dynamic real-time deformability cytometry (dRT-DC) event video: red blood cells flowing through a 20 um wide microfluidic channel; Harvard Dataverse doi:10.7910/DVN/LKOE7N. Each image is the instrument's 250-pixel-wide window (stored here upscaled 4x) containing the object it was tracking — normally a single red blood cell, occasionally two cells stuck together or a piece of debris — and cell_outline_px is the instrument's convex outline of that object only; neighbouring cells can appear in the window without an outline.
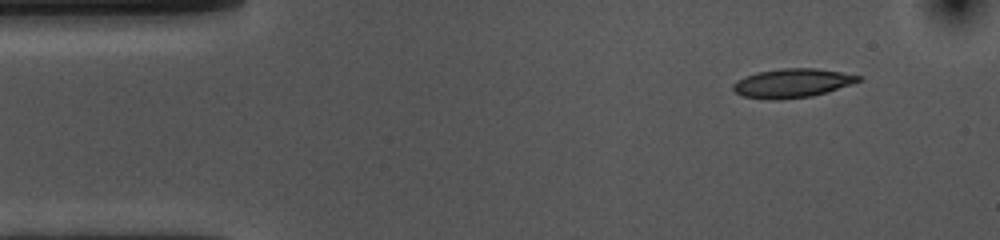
{"species": "common noctule bat (a hibernating species)", "species_latin": "Nyctalus noctula", "temperature_condition": "cold", "stored_images_in_passage": 50, "camera_frame_rate_fps": 3000, "um_per_image_px": 0.085, "animal": {"sex": "female", "body_mass_g": 10.0, "forearm_length_mm": 53.1}, "frame": {"image": 1, "passage_image": 1, "time_ms": 0.0, "image_size_px": [1000, 240], "cell_outline_px": [[864, 76], [860, 80], [852, 84], [812, 96], [780, 100], [772, 100], [744, 96], [736, 92], [732, 88], [732, 84], [736, 80], [744, 76], [756, 72], [784, 68], [816, 68]], "centroid_in_image_um": [67.32, 7.06], "position_along_channel_um": 17.7, "area_um2": 21.15}}
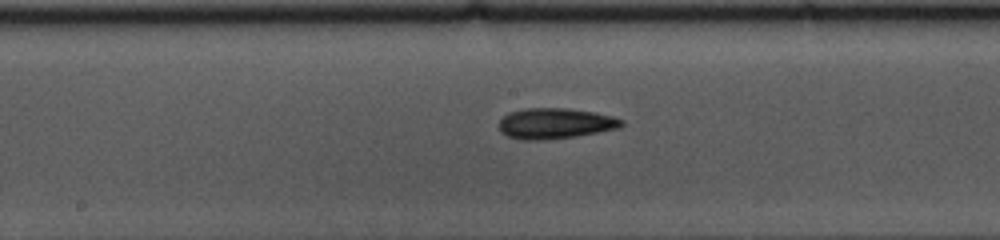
{"frame": {"image": 2, "passage_image": 22, "time_ms": 7.0, "image_size_px": [1000, 240], "cell_outline_px": [[624, 124], [620, 128], [576, 136], [540, 140], [524, 140], [508, 136], [500, 132], [500, 120], [508, 112], [524, 108], [568, 108], [596, 112], [612, 116], [624, 120]], "centroid_in_image_um": [47.21, 10.48], "position_along_channel_um": 201.0, "area_um2": 21.96}}
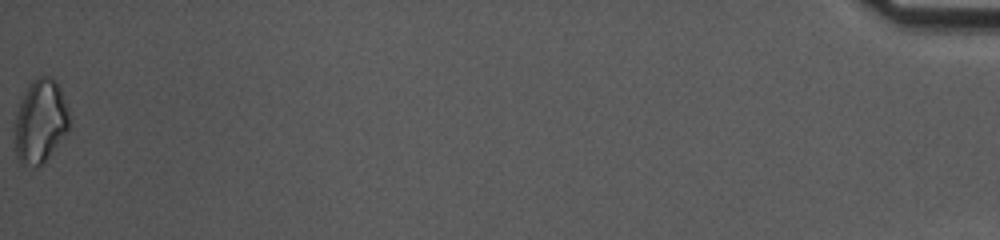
{"frame": {"image": 3, "passage_image": 50, "time_ms": 16.333, "image_size_px": [1000, 240], "cell_outline_px": [[68, 128], [44, 160], [40, 164], [20, 164], [16, 156], [16, 116], [20, 100], [32, 80], [36, 76], [52, 76], [56, 80], [60, 88], [68, 108]], "centroid_in_image_um": [3.42, 10.22], "position_along_channel_um": 431.8, "area_um2": 25.66}, "authors_computed_cell_mechanics": {"area_um2": 21.0392, "velocity_mm_per_s": 3.6164, "shape_relaxation_time_tau1_ms": 5.6811, "shape_relaxation_time_tau2_ms": null, "deformation_change_tau1": 0.1533, "deformation_change_tau2": null}}